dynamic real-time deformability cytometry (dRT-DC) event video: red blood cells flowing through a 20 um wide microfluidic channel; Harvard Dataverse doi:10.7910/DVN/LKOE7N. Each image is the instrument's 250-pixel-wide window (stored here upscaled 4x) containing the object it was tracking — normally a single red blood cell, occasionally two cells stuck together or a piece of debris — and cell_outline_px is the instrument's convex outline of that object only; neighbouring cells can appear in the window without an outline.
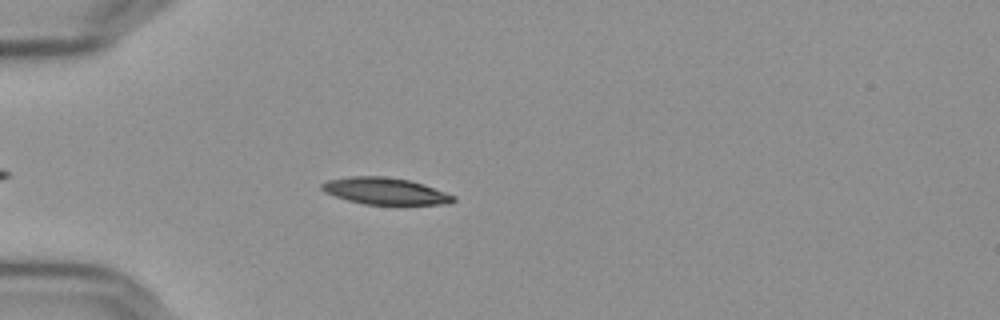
{"species": "Egyptian fruit bat (a non-hibernating species)", "species_latin": "Rousettus aegyptiacus", "temperature_condition": "cold", "stored_images_in_passage": 48, "camera_frame_rate_fps": 3000, "um_per_image_px": 0.085, "frame": {"image": 1, "passage_image": 8, "time_ms": 2.333, "image_size_px": [1000, 320], "cell_outline_px": [[456, 200], [448, 204], [400, 208], [364, 204], [348, 200], [324, 192], [320, 188], [320, 184], [328, 180], [352, 176], [384, 176], [408, 180], [424, 184], [456, 196]], "centroid_in_image_um": [32.83, 16.3], "position_along_channel_um": 52.2, "area_um2": 21.62}}
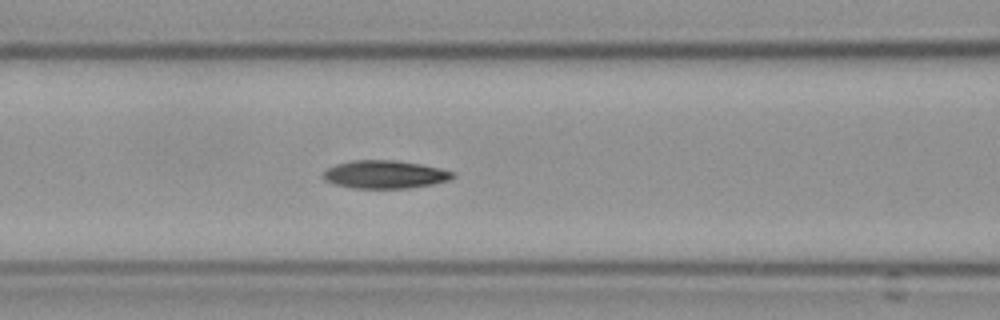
{"frame": {"image": 2, "passage_image": 16, "time_ms": 5.0, "image_size_px": [1000, 320], "cell_outline_px": [[456, 176], [448, 180], [432, 184], [408, 188], [352, 188], [332, 184], [324, 180], [320, 176], [328, 168], [336, 164], [352, 160], [392, 160], [420, 164], [440, 168], [456, 172]], "centroid_in_image_um": [32.69, 14.83], "position_along_channel_um": 133.9, "area_um2": 21.27}}
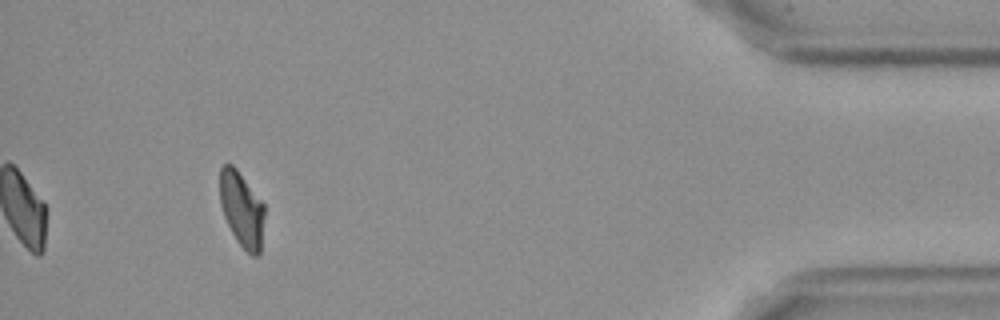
{"frame": {"image": 3, "passage_image": 44, "time_ms": 14.333, "image_size_px": [1000, 320], "cell_outline_px": [[264, 216], [260, 256], [252, 256], [236, 240], [224, 216], [220, 204], [220, 168], [224, 164], [232, 164], [236, 168], [264, 204]], "centroid_in_image_um": [20.55, 17.8], "position_along_channel_um": 414.6, "area_um2": 19.42}, "authors_computed_cell_mechanics": {"area_um2": 20.9814, "velocity_mm_per_s": 3.6108, "shape_relaxation_time_tau1_ms": 9.5845, "shape_relaxation_time_tau2_ms": 6.3551, "deformation_change_tau1": 0.2032, "deformation_change_tau2": 0.1146}}